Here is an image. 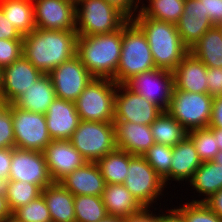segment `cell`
<instances>
[{"label": "cell", "instance_id": "1", "mask_svg": "<svg viewBox=\"0 0 222 222\" xmlns=\"http://www.w3.org/2000/svg\"><path fill=\"white\" fill-rule=\"evenodd\" d=\"M76 31L36 28L23 36V55L43 74H49L76 55Z\"/></svg>", "mask_w": 222, "mask_h": 222}, {"label": "cell", "instance_id": "2", "mask_svg": "<svg viewBox=\"0 0 222 222\" xmlns=\"http://www.w3.org/2000/svg\"><path fill=\"white\" fill-rule=\"evenodd\" d=\"M132 21L145 34L156 68L173 72L189 49L183 44L175 24L146 16H136Z\"/></svg>", "mask_w": 222, "mask_h": 222}, {"label": "cell", "instance_id": "3", "mask_svg": "<svg viewBox=\"0 0 222 222\" xmlns=\"http://www.w3.org/2000/svg\"><path fill=\"white\" fill-rule=\"evenodd\" d=\"M122 48V28L111 33L78 36L76 55L94 78L115 82Z\"/></svg>", "mask_w": 222, "mask_h": 222}, {"label": "cell", "instance_id": "4", "mask_svg": "<svg viewBox=\"0 0 222 222\" xmlns=\"http://www.w3.org/2000/svg\"><path fill=\"white\" fill-rule=\"evenodd\" d=\"M155 68L145 34L132 20H129L122 27V48L115 83L124 84L132 76Z\"/></svg>", "mask_w": 222, "mask_h": 222}, {"label": "cell", "instance_id": "5", "mask_svg": "<svg viewBox=\"0 0 222 222\" xmlns=\"http://www.w3.org/2000/svg\"><path fill=\"white\" fill-rule=\"evenodd\" d=\"M75 6L78 36L111 33L129 21L123 13L105 0H76Z\"/></svg>", "mask_w": 222, "mask_h": 222}, {"label": "cell", "instance_id": "6", "mask_svg": "<svg viewBox=\"0 0 222 222\" xmlns=\"http://www.w3.org/2000/svg\"><path fill=\"white\" fill-rule=\"evenodd\" d=\"M117 84L108 78H93L75 101L82 121L114 122Z\"/></svg>", "mask_w": 222, "mask_h": 222}, {"label": "cell", "instance_id": "7", "mask_svg": "<svg viewBox=\"0 0 222 222\" xmlns=\"http://www.w3.org/2000/svg\"><path fill=\"white\" fill-rule=\"evenodd\" d=\"M70 141L87 162H97L117 148L114 122L81 120Z\"/></svg>", "mask_w": 222, "mask_h": 222}, {"label": "cell", "instance_id": "8", "mask_svg": "<svg viewBox=\"0 0 222 222\" xmlns=\"http://www.w3.org/2000/svg\"><path fill=\"white\" fill-rule=\"evenodd\" d=\"M213 97L208 93L173 90L167 112L187 131L207 128L210 124Z\"/></svg>", "mask_w": 222, "mask_h": 222}, {"label": "cell", "instance_id": "9", "mask_svg": "<svg viewBox=\"0 0 222 222\" xmlns=\"http://www.w3.org/2000/svg\"><path fill=\"white\" fill-rule=\"evenodd\" d=\"M8 105L12 113L15 148L43 152L52 141L45 114L21 110L12 103Z\"/></svg>", "mask_w": 222, "mask_h": 222}, {"label": "cell", "instance_id": "10", "mask_svg": "<svg viewBox=\"0 0 222 222\" xmlns=\"http://www.w3.org/2000/svg\"><path fill=\"white\" fill-rule=\"evenodd\" d=\"M144 208H150L164 190L163 179L140 155L129 154V168L123 184ZM163 188V189H162Z\"/></svg>", "mask_w": 222, "mask_h": 222}, {"label": "cell", "instance_id": "11", "mask_svg": "<svg viewBox=\"0 0 222 222\" xmlns=\"http://www.w3.org/2000/svg\"><path fill=\"white\" fill-rule=\"evenodd\" d=\"M124 85L166 111L174 88V74L171 71L155 68L132 76Z\"/></svg>", "mask_w": 222, "mask_h": 222}, {"label": "cell", "instance_id": "12", "mask_svg": "<svg viewBox=\"0 0 222 222\" xmlns=\"http://www.w3.org/2000/svg\"><path fill=\"white\" fill-rule=\"evenodd\" d=\"M117 88L119 90L116 89L115 94L114 121H129L150 126L162 113L160 107L131 91L124 84H117Z\"/></svg>", "mask_w": 222, "mask_h": 222}, {"label": "cell", "instance_id": "13", "mask_svg": "<svg viewBox=\"0 0 222 222\" xmlns=\"http://www.w3.org/2000/svg\"><path fill=\"white\" fill-rule=\"evenodd\" d=\"M48 75L52 81L56 98L73 102L94 78L77 55L63 62Z\"/></svg>", "mask_w": 222, "mask_h": 222}, {"label": "cell", "instance_id": "14", "mask_svg": "<svg viewBox=\"0 0 222 222\" xmlns=\"http://www.w3.org/2000/svg\"><path fill=\"white\" fill-rule=\"evenodd\" d=\"M8 180L26 181L42 190L53 183L43 152L12 148Z\"/></svg>", "mask_w": 222, "mask_h": 222}, {"label": "cell", "instance_id": "15", "mask_svg": "<svg viewBox=\"0 0 222 222\" xmlns=\"http://www.w3.org/2000/svg\"><path fill=\"white\" fill-rule=\"evenodd\" d=\"M75 0H33L35 27L76 31Z\"/></svg>", "mask_w": 222, "mask_h": 222}, {"label": "cell", "instance_id": "16", "mask_svg": "<svg viewBox=\"0 0 222 222\" xmlns=\"http://www.w3.org/2000/svg\"><path fill=\"white\" fill-rule=\"evenodd\" d=\"M43 75L24 55L0 71V95L7 104L35 84Z\"/></svg>", "mask_w": 222, "mask_h": 222}, {"label": "cell", "instance_id": "17", "mask_svg": "<svg viewBox=\"0 0 222 222\" xmlns=\"http://www.w3.org/2000/svg\"><path fill=\"white\" fill-rule=\"evenodd\" d=\"M43 154L53 182H60L69 173L87 163L70 140H52Z\"/></svg>", "mask_w": 222, "mask_h": 222}, {"label": "cell", "instance_id": "18", "mask_svg": "<svg viewBox=\"0 0 222 222\" xmlns=\"http://www.w3.org/2000/svg\"><path fill=\"white\" fill-rule=\"evenodd\" d=\"M45 117L52 140H70L81 121L75 102L60 98L53 100Z\"/></svg>", "mask_w": 222, "mask_h": 222}, {"label": "cell", "instance_id": "19", "mask_svg": "<svg viewBox=\"0 0 222 222\" xmlns=\"http://www.w3.org/2000/svg\"><path fill=\"white\" fill-rule=\"evenodd\" d=\"M176 26L183 44L190 50L213 24L200 0H185L184 12Z\"/></svg>", "mask_w": 222, "mask_h": 222}, {"label": "cell", "instance_id": "20", "mask_svg": "<svg viewBox=\"0 0 222 222\" xmlns=\"http://www.w3.org/2000/svg\"><path fill=\"white\" fill-rule=\"evenodd\" d=\"M114 125L118 149L142 156L155 144L150 126L129 121H114Z\"/></svg>", "mask_w": 222, "mask_h": 222}, {"label": "cell", "instance_id": "21", "mask_svg": "<svg viewBox=\"0 0 222 222\" xmlns=\"http://www.w3.org/2000/svg\"><path fill=\"white\" fill-rule=\"evenodd\" d=\"M60 183L74 196H101L106 185L96 162L85 163L82 167L69 173Z\"/></svg>", "mask_w": 222, "mask_h": 222}, {"label": "cell", "instance_id": "22", "mask_svg": "<svg viewBox=\"0 0 222 222\" xmlns=\"http://www.w3.org/2000/svg\"><path fill=\"white\" fill-rule=\"evenodd\" d=\"M174 88L192 93H208L207 66L190 52L173 71Z\"/></svg>", "mask_w": 222, "mask_h": 222}, {"label": "cell", "instance_id": "23", "mask_svg": "<svg viewBox=\"0 0 222 222\" xmlns=\"http://www.w3.org/2000/svg\"><path fill=\"white\" fill-rule=\"evenodd\" d=\"M55 98L52 81L48 74H43L12 104L21 110L45 114Z\"/></svg>", "mask_w": 222, "mask_h": 222}, {"label": "cell", "instance_id": "24", "mask_svg": "<svg viewBox=\"0 0 222 222\" xmlns=\"http://www.w3.org/2000/svg\"><path fill=\"white\" fill-rule=\"evenodd\" d=\"M101 199L109 216L126 219L144 208L123 184H106Z\"/></svg>", "mask_w": 222, "mask_h": 222}, {"label": "cell", "instance_id": "25", "mask_svg": "<svg viewBox=\"0 0 222 222\" xmlns=\"http://www.w3.org/2000/svg\"><path fill=\"white\" fill-rule=\"evenodd\" d=\"M202 164L193 141L186 136L181 142L172 147L170 180L183 181L192 179L196 169Z\"/></svg>", "mask_w": 222, "mask_h": 222}, {"label": "cell", "instance_id": "26", "mask_svg": "<svg viewBox=\"0 0 222 222\" xmlns=\"http://www.w3.org/2000/svg\"><path fill=\"white\" fill-rule=\"evenodd\" d=\"M45 199L52 222H76L74 195L60 182H53L41 193Z\"/></svg>", "mask_w": 222, "mask_h": 222}, {"label": "cell", "instance_id": "27", "mask_svg": "<svg viewBox=\"0 0 222 222\" xmlns=\"http://www.w3.org/2000/svg\"><path fill=\"white\" fill-rule=\"evenodd\" d=\"M189 52L207 67L222 68V34L217 26L209 29Z\"/></svg>", "mask_w": 222, "mask_h": 222}, {"label": "cell", "instance_id": "28", "mask_svg": "<svg viewBox=\"0 0 222 222\" xmlns=\"http://www.w3.org/2000/svg\"><path fill=\"white\" fill-rule=\"evenodd\" d=\"M0 6L5 17L22 36L36 29L33 0H1Z\"/></svg>", "mask_w": 222, "mask_h": 222}, {"label": "cell", "instance_id": "29", "mask_svg": "<svg viewBox=\"0 0 222 222\" xmlns=\"http://www.w3.org/2000/svg\"><path fill=\"white\" fill-rule=\"evenodd\" d=\"M190 185H192L198 193L206 195V198L202 200H193L191 202H204L211 195L222 189V165L214 161L202 162L194 172L190 180Z\"/></svg>", "mask_w": 222, "mask_h": 222}, {"label": "cell", "instance_id": "30", "mask_svg": "<svg viewBox=\"0 0 222 222\" xmlns=\"http://www.w3.org/2000/svg\"><path fill=\"white\" fill-rule=\"evenodd\" d=\"M150 129L156 144L171 147L177 145L188 135V131L167 111H162L150 125Z\"/></svg>", "mask_w": 222, "mask_h": 222}, {"label": "cell", "instance_id": "31", "mask_svg": "<svg viewBox=\"0 0 222 222\" xmlns=\"http://www.w3.org/2000/svg\"><path fill=\"white\" fill-rule=\"evenodd\" d=\"M105 184H124L129 168V153L116 148L97 162Z\"/></svg>", "mask_w": 222, "mask_h": 222}, {"label": "cell", "instance_id": "32", "mask_svg": "<svg viewBox=\"0 0 222 222\" xmlns=\"http://www.w3.org/2000/svg\"><path fill=\"white\" fill-rule=\"evenodd\" d=\"M185 0H149L141 6L137 16H146L158 21L177 24L184 12Z\"/></svg>", "mask_w": 222, "mask_h": 222}, {"label": "cell", "instance_id": "33", "mask_svg": "<svg viewBox=\"0 0 222 222\" xmlns=\"http://www.w3.org/2000/svg\"><path fill=\"white\" fill-rule=\"evenodd\" d=\"M10 210L25 206L41 195L42 189L26 181L7 180L2 184Z\"/></svg>", "mask_w": 222, "mask_h": 222}, {"label": "cell", "instance_id": "34", "mask_svg": "<svg viewBox=\"0 0 222 222\" xmlns=\"http://www.w3.org/2000/svg\"><path fill=\"white\" fill-rule=\"evenodd\" d=\"M74 211L76 222H99L108 216L101 196H74Z\"/></svg>", "mask_w": 222, "mask_h": 222}, {"label": "cell", "instance_id": "35", "mask_svg": "<svg viewBox=\"0 0 222 222\" xmlns=\"http://www.w3.org/2000/svg\"><path fill=\"white\" fill-rule=\"evenodd\" d=\"M142 156L166 184L170 180L172 147L155 143Z\"/></svg>", "mask_w": 222, "mask_h": 222}, {"label": "cell", "instance_id": "36", "mask_svg": "<svg viewBox=\"0 0 222 222\" xmlns=\"http://www.w3.org/2000/svg\"><path fill=\"white\" fill-rule=\"evenodd\" d=\"M187 136L193 141L202 162L215 159L219 152V147L216 143V137H214L213 132L208 127L188 131Z\"/></svg>", "mask_w": 222, "mask_h": 222}, {"label": "cell", "instance_id": "37", "mask_svg": "<svg viewBox=\"0 0 222 222\" xmlns=\"http://www.w3.org/2000/svg\"><path fill=\"white\" fill-rule=\"evenodd\" d=\"M12 216L20 222H52L50 212L42 194L29 204L14 210Z\"/></svg>", "mask_w": 222, "mask_h": 222}, {"label": "cell", "instance_id": "38", "mask_svg": "<svg viewBox=\"0 0 222 222\" xmlns=\"http://www.w3.org/2000/svg\"><path fill=\"white\" fill-rule=\"evenodd\" d=\"M186 222H222L204 202H190L177 208Z\"/></svg>", "mask_w": 222, "mask_h": 222}, {"label": "cell", "instance_id": "39", "mask_svg": "<svg viewBox=\"0 0 222 222\" xmlns=\"http://www.w3.org/2000/svg\"><path fill=\"white\" fill-rule=\"evenodd\" d=\"M23 55V40L0 39V71Z\"/></svg>", "mask_w": 222, "mask_h": 222}, {"label": "cell", "instance_id": "40", "mask_svg": "<svg viewBox=\"0 0 222 222\" xmlns=\"http://www.w3.org/2000/svg\"><path fill=\"white\" fill-rule=\"evenodd\" d=\"M15 148L11 107L7 104L0 111V149Z\"/></svg>", "mask_w": 222, "mask_h": 222}, {"label": "cell", "instance_id": "41", "mask_svg": "<svg viewBox=\"0 0 222 222\" xmlns=\"http://www.w3.org/2000/svg\"><path fill=\"white\" fill-rule=\"evenodd\" d=\"M208 94L211 97L222 96V68L207 67Z\"/></svg>", "mask_w": 222, "mask_h": 222}, {"label": "cell", "instance_id": "42", "mask_svg": "<svg viewBox=\"0 0 222 222\" xmlns=\"http://www.w3.org/2000/svg\"><path fill=\"white\" fill-rule=\"evenodd\" d=\"M213 26L222 24V0H200Z\"/></svg>", "mask_w": 222, "mask_h": 222}, {"label": "cell", "instance_id": "43", "mask_svg": "<svg viewBox=\"0 0 222 222\" xmlns=\"http://www.w3.org/2000/svg\"><path fill=\"white\" fill-rule=\"evenodd\" d=\"M0 39L23 40V36L5 17L0 6Z\"/></svg>", "mask_w": 222, "mask_h": 222}, {"label": "cell", "instance_id": "44", "mask_svg": "<svg viewBox=\"0 0 222 222\" xmlns=\"http://www.w3.org/2000/svg\"><path fill=\"white\" fill-rule=\"evenodd\" d=\"M123 13L129 20L133 19V13L137 11L141 0H105ZM136 1V2H135ZM135 4V5H134ZM133 9V10H132Z\"/></svg>", "mask_w": 222, "mask_h": 222}, {"label": "cell", "instance_id": "45", "mask_svg": "<svg viewBox=\"0 0 222 222\" xmlns=\"http://www.w3.org/2000/svg\"><path fill=\"white\" fill-rule=\"evenodd\" d=\"M12 148L0 149V188L8 180L11 166Z\"/></svg>", "mask_w": 222, "mask_h": 222}, {"label": "cell", "instance_id": "46", "mask_svg": "<svg viewBox=\"0 0 222 222\" xmlns=\"http://www.w3.org/2000/svg\"><path fill=\"white\" fill-rule=\"evenodd\" d=\"M208 128H222V96L213 98V108Z\"/></svg>", "mask_w": 222, "mask_h": 222}, {"label": "cell", "instance_id": "47", "mask_svg": "<svg viewBox=\"0 0 222 222\" xmlns=\"http://www.w3.org/2000/svg\"><path fill=\"white\" fill-rule=\"evenodd\" d=\"M204 203L222 219V189L211 195Z\"/></svg>", "mask_w": 222, "mask_h": 222}, {"label": "cell", "instance_id": "48", "mask_svg": "<svg viewBox=\"0 0 222 222\" xmlns=\"http://www.w3.org/2000/svg\"><path fill=\"white\" fill-rule=\"evenodd\" d=\"M125 222H156V215L148 210V208H143L137 214H133L125 219Z\"/></svg>", "mask_w": 222, "mask_h": 222}, {"label": "cell", "instance_id": "49", "mask_svg": "<svg viewBox=\"0 0 222 222\" xmlns=\"http://www.w3.org/2000/svg\"><path fill=\"white\" fill-rule=\"evenodd\" d=\"M170 212V213H169ZM156 222H186L183 214L178 209H170L168 215L160 214L156 216Z\"/></svg>", "mask_w": 222, "mask_h": 222}, {"label": "cell", "instance_id": "50", "mask_svg": "<svg viewBox=\"0 0 222 222\" xmlns=\"http://www.w3.org/2000/svg\"><path fill=\"white\" fill-rule=\"evenodd\" d=\"M12 216V211L9 208L4 190L0 188V222H3L7 217Z\"/></svg>", "mask_w": 222, "mask_h": 222}, {"label": "cell", "instance_id": "51", "mask_svg": "<svg viewBox=\"0 0 222 222\" xmlns=\"http://www.w3.org/2000/svg\"><path fill=\"white\" fill-rule=\"evenodd\" d=\"M213 134L214 137H216V143L218 144L219 151H222V128H209Z\"/></svg>", "mask_w": 222, "mask_h": 222}, {"label": "cell", "instance_id": "52", "mask_svg": "<svg viewBox=\"0 0 222 222\" xmlns=\"http://www.w3.org/2000/svg\"><path fill=\"white\" fill-rule=\"evenodd\" d=\"M99 222H125L124 218L115 217V216H107L106 218L102 219Z\"/></svg>", "mask_w": 222, "mask_h": 222}, {"label": "cell", "instance_id": "53", "mask_svg": "<svg viewBox=\"0 0 222 222\" xmlns=\"http://www.w3.org/2000/svg\"><path fill=\"white\" fill-rule=\"evenodd\" d=\"M213 161L219 165H222V151L221 150L217 153V155Z\"/></svg>", "mask_w": 222, "mask_h": 222}, {"label": "cell", "instance_id": "54", "mask_svg": "<svg viewBox=\"0 0 222 222\" xmlns=\"http://www.w3.org/2000/svg\"><path fill=\"white\" fill-rule=\"evenodd\" d=\"M3 222H20L14 216L7 217Z\"/></svg>", "mask_w": 222, "mask_h": 222}, {"label": "cell", "instance_id": "55", "mask_svg": "<svg viewBox=\"0 0 222 222\" xmlns=\"http://www.w3.org/2000/svg\"><path fill=\"white\" fill-rule=\"evenodd\" d=\"M7 105L3 97L0 95V111Z\"/></svg>", "mask_w": 222, "mask_h": 222}, {"label": "cell", "instance_id": "56", "mask_svg": "<svg viewBox=\"0 0 222 222\" xmlns=\"http://www.w3.org/2000/svg\"><path fill=\"white\" fill-rule=\"evenodd\" d=\"M217 27L219 28V30L221 31V34H222V24H219Z\"/></svg>", "mask_w": 222, "mask_h": 222}]
</instances>
